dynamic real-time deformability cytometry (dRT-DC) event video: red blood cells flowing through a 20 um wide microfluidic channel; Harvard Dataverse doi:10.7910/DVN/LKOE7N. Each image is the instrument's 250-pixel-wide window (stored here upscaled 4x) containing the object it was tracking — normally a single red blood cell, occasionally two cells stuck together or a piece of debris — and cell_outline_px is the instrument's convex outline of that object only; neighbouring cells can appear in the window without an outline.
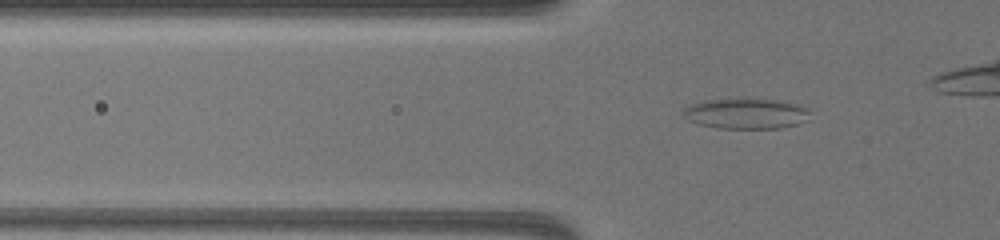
{"species": "common noctule bat (a hibernating species)", "species_latin": "Nyctalus noctula", "temperature_condition": "warm", "stored_images_in_passage": 4, "camera_frame_rate_fps": 3000, "um_per_image_px": 0.085, "animal": {"sex": "female", "body_mass_g": 19.5, "forearm_length_mm": 54.1}, "frame": {"image": 1, "passage_image": 2, "time_ms": 0.333, "image_size_px": [1000, 240], "cell_outline_px": [[812, 108], [808, 120], [796, 124], [780, 128], [716, 128], [700, 124], [688, 120], [684, 116], [684, 108], [692, 104], [704, 100], [776, 100], [796, 104]], "centroid_in_image_um": [63.47, 9.67], "position_along_channel_um": 62.3, "area_um2": 22.2}}